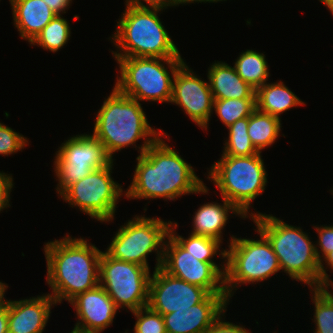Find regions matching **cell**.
Here are the masks:
<instances>
[{"instance_id":"1","label":"cell","mask_w":333,"mask_h":333,"mask_svg":"<svg viewBox=\"0 0 333 333\" xmlns=\"http://www.w3.org/2000/svg\"><path fill=\"white\" fill-rule=\"evenodd\" d=\"M160 136L137 156L133 180L124 192L128 199L175 200L185 194H207L209 189L194 168Z\"/></svg>"},{"instance_id":"2","label":"cell","mask_w":333,"mask_h":333,"mask_svg":"<svg viewBox=\"0 0 333 333\" xmlns=\"http://www.w3.org/2000/svg\"><path fill=\"white\" fill-rule=\"evenodd\" d=\"M46 282L56 303L70 302L99 285L100 251L84 238L68 235L45 243Z\"/></svg>"},{"instance_id":"3","label":"cell","mask_w":333,"mask_h":333,"mask_svg":"<svg viewBox=\"0 0 333 333\" xmlns=\"http://www.w3.org/2000/svg\"><path fill=\"white\" fill-rule=\"evenodd\" d=\"M151 127L141 103L121 93L115 86L104 100L96 114L93 135L105 146L108 154L121 151L125 147H138L136 142H144L138 147L139 155L149 148L160 136L167 134Z\"/></svg>"},{"instance_id":"4","label":"cell","mask_w":333,"mask_h":333,"mask_svg":"<svg viewBox=\"0 0 333 333\" xmlns=\"http://www.w3.org/2000/svg\"><path fill=\"white\" fill-rule=\"evenodd\" d=\"M256 228L270 242L282 271L295 281L319 287L320 261L315 244L301 227L292 226L272 214L250 213Z\"/></svg>"},{"instance_id":"5","label":"cell","mask_w":333,"mask_h":333,"mask_svg":"<svg viewBox=\"0 0 333 333\" xmlns=\"http://www.w3.org/2000/svg\"><path fill=\"white\" fill-rule=\"evenodd\" d=\"M161 11L126 5L110 37L117 47L113 57L182 58L158 17Z\"/></svg>"},{"instance_id":"6","label":"cell","mask_w":333,"mask_h":333,"mask_svg":"<svg viewBox=\"0 0 333 333\" xmlns=\"http://www.w3.org/2000/svg\"><path fill=\"white\" fill-rule=\"evenodd\" d=\"M114 58L119 64L120 69V76L117 77L114 86L121 93L139 102H171L173 78L177 69L184 63V59L150 57ZM165 64H167L166 67ZM168 68L171 70L170 72Z\"/></svg>"},{"instance_id":"7","label":"cell","mask_w":333,"mask_h":333,"mask_svg":"<svg viewBox=\"0 0 333 333\" xmlns=\"http://www.w3.org/2000/svg\"><path fill=\"white\" fill-rule=\"evenodd\" d=\"M261 153L251 156H221L208 172V179L221 197L235 205L247 218L250 205L265 190L267 172Z\"/></svg>"},{"instance_id":"8","label":"cell","mask_w":333,"mask_h":333,"mask_svg":"<svg viewBox=\"0 0 333 333\" xmlns=\"http://www.w3.org/2000/svg\"><path fill=\"white\" fill-rule=\"evenodd\" d=\"M260 239H229L226 249L225 290L227 298L233 296L234 289L242 284L265 281L281 270L278 258L268 239L257 229Z\"/></svg>"},{"instance_id":"9","label":"cell","mask_w":333,"mask_h":333,"mask_svg":"<svg viewBox=\"0 0 333 333\" xmlns=\"http://www.w3.org/2000/svg\"><path fill=\"white\" fill-rule=\"evenodd\" d=\"M172 221L160 218L135 216L122 225L105 252L112 258L135 263L150 269L148 257L152 252L156 255L154 269L161 266L164 244Z\"/></svg>"},{"instance_id":"10","label":"cell","mask_w":333,"mask_h":333,"mask_svg":"<svg viewBox=\"0 0 333 333\" xmlns=\"http://www.w3.org/2000/svg\"><path fill=\"white\" fill-rule=\"evenodd\" d=\"M150 278L144 266L114 259L105 251L100 256L99 284L118 309L133 312L147 306Z\"/></svg>"},{"instance_id":"11","label":"cell","mask_w":333,"mask_h":333,"mask_svg":"<svg viewBox=\"0 0 333 333\" xmlns=\"http://www.w3.org/2000/svg\"><path fill=\"white\" fill-rule=\"evenodd\" d=\"M58 149L54 158V172L59 195L69 185L114 162L105 146L93 134L70 137Z\"/></svg>"},{"instance_id":"12","label":"cell","mask_w":333,"mask_h":333,"mask_svg":"<svg viewBox=\"0 0 333 333\" xmlns=\"http://www.w3.org/2000/svg\"><path fill=\"white\" fill-rule=\"evenodd\" d=\"M113 165L94 170L84 179L69 185L60 194L61 198L101 223L114 220L123 188L111 177Z\"/></svg>"},{"instance_id":"13","label":"cell","mask_w":333,"mask_h":333,"mask_svg":"<svg viewBox=\"0 0 333 333\" xmlns=\"http://www.w3.org/2000/svg\"><path fill=\"white\" fill-rule=\"evenodd\" d=\"M221 266H218L217 263L196 259L170 235L167 236L160 267L168 274L200 286L210 294H227L225 290L226 264Z\"/></svg>"},{"instance_id":"14","label":"cell","mask_w":333,"mask_h":333,"mask_svg":"<svg viewBox=\"0 0 333 333\" xmlns=\"http://www.w3.org/2000/svg\"><path fill=\"white\" fill-rule=\"evenodd\" d=\"M209 294L206 289L172 276L159 267L150 278L147 306L163 316L189 309Z\"/></svg>"},{"instance_id":"15","label":"cell","mask_w":333,"mask_h":333,"mask_svg":"<svg viewBox=\"0 0 333 333\" xmlns=\"http://www.w3.org/2000/svg\"><path fill=\"white\" fill-rule=\"evenodd\" d=\"M198 77L184 62L174 75L170 103L181 107L198 127L206 130L213 113L214 98L209 81Z\"/></svg>"},{"instance_id":"16","label":"cell","mask_w":333,"mask_h":333,"mask_svg":"<svg viewBox=\"0 0 333 333\" xmlns=\"http://www.w3.org/2000/svg\"><path fill=\"white\" fill-rule=\"evenodd\" d=\"M69 303L78 319L73 329L83 333H102L112 325L119 310L100 284L78 294Z\"/></svg>"},{"instance_id":"17","label":"cell","mask_w":333,"mask_h":333,"mask_svg":"<svg viewBox=\"0 0 333 333\" xmlns=\"http://www.w3.org/2000/svg\"><path fill=\"white\" fill-rule=\"evenodd\" d=\"M227 294H209L189 309L163 315L166 333H206L229 305Z\"/></svg>"},{"instance_id":"18","label":"cell","mask_w":333,"mask_h":333,"mask_svg":"<svg viewBox=\"0 0 333 333\" xmlns=\"http://www.w3.org/2000/svg\"><path fill=\"white\" fill-rule=\"evenodd\" d=\"M56 301L48 293L19 301L8 300V333H43Z\"/></svg>"},{"instance_id":"19","label":"cell","mask_w":333,"mask_h":333,"mask_svg":"<svg viewBox=\"0 0 333 333\" xmlns=\"http://www.w3.org/2000/svg\"><path fill=\"white\" fill-rule=\"evenodd\" d=\"M14 26L30 44L57 15L43 0H11Z\"/></svg>"},{"instance_id":"20","label":"cell","mask_w":333,"mask_h":333,"mask_svg":"<svg viewBox=\"0 0 333 333\" xmlns=\"http://www.w3.org/2000/svg\"><path fill=\"white\" fill-rule=\"evenodd\" d=\"M207 74L214 99L256 98V90L242 80L234 66L218 61L208 68Z\"/></svg>"},{"instance_id":"21","label":"cell","mask_w":333,"mask_h":333,"mask_svg":"<svg viewBox=\"0 0 333 333\" xmlns=\"http://www.w3.org/2000/svg\"><path fill=\"white\" fill-rule=\"evenodd\" d=\"M222 200V205L217 202H208L195 211L192 222L193 229L189 234L208 236L222 242V230L225 229L229 219L228 212H232L240 218H247L235 205L223 197Z\"/></svg>"},{"instance_id":"22","label":"cell","mask_w":333,"mask_h":333,"mask_svg":"<svg viewBox=\"0 0 333 333\" xmlns=\"http://www.w3.org/2000/svg\"><path fill=\"white\" fill-rule=\"evenodd\" d=\"M305 105L281 80L266 82L256 90V108L264 113L280 118V114L296 106Z\"/></svg>"},{"instance_id":"23","label":"cell","mask_w":333,"mask_h":333,"mask_svg":"<svg viewBox=\"0 0 333 333\" xmlns=\"http://www.w3.org/2000/svg\"><path fill=\"white\" fill-rule=\"evenodd\" d=\"M281 118L259 111L257 108L248 117V135L258 152L276 142L281 131Z\"/></svg>"},{"instance_id":"24","label":"cell","mask_w":333,"mask_h":333,"mask_svg":"<svg viewBox=\"0 0 333 333\" xmlns=\"http://www.w3.org/2000/svg\"><path fill=\"white\" fill-rule=\"evenodd\" d=\"M178 227L177 222H171L169 235L187 252L194 255L196 259L215 263L213 256L221 255L226 260V249L220 250L221 243L219 240L208 236L190 234L187 238L177 235L175 229ZM219 252V253H218Z\"/></svg>"},{"instance_id":"25","label":"cell","mask_w":333,"mask_h":333,"mask_svg":"<svg viewBox=\"0 0 333 333\" xmlns=\"http://www.w3.org/2000/svg\"><path fill=\"white\" fill-rule=\"evenodd\" d=\"M265 57L263 53L247 49L234 62L237 74L255 90L263 86L270 77Z\"/></svg>"},{"instance_id":"26","label":"cell","mask_w":333,"mask_h":333,"mask_svg":"<svg viewBox=\"0 0 333 333\" xmlns=\"http://www.w3.org/2000/svg\"><path fill=\"white\" fill-rule=\"evenodd\" d=\"M68 22L62 15H56L30 45H39L54 53L59 51L70 40L71 29Z\"/></svg>"},{"instance_id":"27","label":"cell","mask_w":333,"mask_h":333,"mask_svg":"<svg viewBox=\"0 0 333 333\" xmlns=\"http://www.w3.org/2000/svg\"><path fill=\"white\" fill-rule=\"evenodd\" d=\"M248 117L228 126V139L224 142L222 156H251L258 154L248 135Z\"/></svg>"},{"instance_id":"28","label":"cell","mask_w":333,"mask_h":333,"mask_svg":"<svg viewBox=\"0 0 333 333\" xmlns=\"http://www.w3.org/2000/svg\"><path fill=\"white\" fill-rule=\"evenodd\" d=\"M256 109V98L214 99L213 111L226 127L237 120L249 117Z\"/></svg>"},{"instance_id":"29","label":"cell","mask_w":333,"mask_h":333,"mask_svg":"<svg viewBox=\"0 0 333 333\" xmlns=\"http://www.w3.org/2000/svg\"><path fill=\"white\" fill-rule=\"evenodd\" d=\"M313 293L314 333H333V299L321 288H310Z\"/></svg>"},{"instance_id":"30","label":"cell","mask_w":333,"mask_h":333,"mask_svg":"<svg viewBox=\"0 0 333 333\" xmlns=\"http://www.w3.org/2000/svg\"><path fill=\"white\" fill-rule=\"evenodd\" d=\"M137 319L134 333H166L163 317L148 306L132 312Z\"/></svg>"},{"instance_id":"31","label":"cell","mask_w":333,"mask_h":333,"mask_svg":"<svg viewBox=\"0 0 333 333\" xmlns=\"http://www.w3.org/2000/svg\"><path fill=\"white\" fill-rule=\"evenodd\" d=\"M28 142L22 134L0 122V155L8 156L22 151L29 145Z\"/></svg>"},{"instance_id":"32","label":"cell","mask_w":333,"mask_h":333,"mask_svg":"<svg viewBox=\"0 0 333 333\" xmlns=\"http://www.w3.org/2000/svg\"><path fill=\"white\" fill-rule=\"evenodd\" d=\"M318 234L317 246H315L316 255L318 260H321L331 251H333V225H322L319 227L313 226ZM320 248V250H319ZM322 253V255L320 254Z\"/></svg>"},{"instance_id":"33","label":"cell","mask_w":333,"mask_h":333,"mask_svg":"<svg viewBox=\"0 0 333 333\" xmlns=\"http://www.w3.org/2000/svg\"><path fill=\"white\" fill-rule=\"evenodd\" d=\"M226 311H224L209 327L206 333H251L246 330L245 326L233 324L232 322H226L225 318L223 320V316H225ZM225 321V322H224Z\"/></svg>"},{"instance_id":"34","label":"cell","mask_w":333,"mask_h":333,"mask_svg":"<svg viewBox=\"0 0 333 333\" xmlns=\"http://www.w3.org/2000/svg\"><path fill=\"white\" fill-rule=\"evenodd\" d=\"M13 178L11 174L0 172V212L10 205V193L13 189Z\"/></svg>"},{"instance_id":"35","label":"cell","mask_w":333,"mask_h":333,"mask_svg":"<svg viewBox=\"0 0 333 333\" xmlns=\"http://www.w3.org/2000/svg\"><path fill=\"white\" fill-rule=\"evenodd\" d=\"M125 5L137 6L144 8L166 9L172 6H179L184 4L183 0H126ZM148 5H145V3Z\"/></svg>"},{"instance_id":"36","label":"cell","mask_w":333,"mask_h":333,"mask_svg":"<svg viewBox=\"0 0 333 333\" xmlns=\"http://www.w3.org/2000/svg\"><path fill=\"white\" fill-rule=\"evenodd\" d=\"M323 261H325V263H327L326 265L330 266V268L332 269L331 271H333V251L329 252L320 262L319 287H323L324 285L333 283L329 275L326 273L327 267H324L325 263H323Z\"/></svg>"},{"instance_id":"37","label":"cell","mask_w":333,"mask_h":333,"mask_svg":"<svg viewBox=\"0 0 333 333\" xmlns=\"http://www.w3.org/2000/svg\"><path fill=\"white\" fill-rule=\"evenodd\" d=\"M49 8L54 11L57 15H61V13H66V9L70 6L72 0H43Z\"/></svg>"},{"instance_id":"38","label":"cell","mask_w":333,"mask_h":333,"mask_svg":"<svg viewBox=\"0 0 333 333\" xmlns=\"http://www.w3.org/2000/svg\"><path fill=\"white\" fill-rule=\"evenodd\" d=\"M0 333H8V300L0 306Z\"/></svg>"},{"instance_id":"39","label":"cell","mask_w":333,"mask_h":333,"mask_svg":"<svg viewBox=\"0 0 333 333\" xmlns=\"http://www.w3.org/2000/svg\"><path fill=\"white\" fill-rule=\"evenodd\" d=\"M8 287H9L8 285H6L5 283H2L0 281V306H2L6 302V300L4 298V294Z\"/></svg>"},{"instance_id":"40","label":"cell","mask_w":333,"mask_h":333,"mask_svg":"<svg viewBox=\"0 0 333 333\" xmlns=\"http://www.w3.org/2000/svg\"><path fill=\"white\" fill-rule=\"evenodd\" d=\"M219 1H226V0H183V3L186 5V4H190V3H196V2H200V3H202V2H204V3H206V2H208V3H217V2H219Z\"/></svg>"},{"instance_id":"41","label":"cell","mask_w":333,"mask_h":333,"mask_svg":"<svg viewBox=\"0 0 333 333\" xmlns=\"http://www.w3.org/2000/svg\"><path fill=\"white\" fill-rule=\"evenodd\" d=\"M321 1L327 9L333 14V0H319Z\"/></svg>"},{"instance_id":"42","label":"cell","mask_w":333,"mask_h":333,"mask_svg":"<svg viewBox=\"0 0 333 333\" xmlns=\"http://www.w3.org/2000/svg\"><path fill=\"white\" fill-rule=\"evenodd\" d=\"M332 299H333V292L332 290H330L329 292V288H332L333 289V283H330V284H327V285H324L323 287H321Z\"/></svg>"},{"instance_id":"43","label":"cell","mask_w":333,"mask_h":333,"mask_svg":"<svg viewBox=\"0 0 333 333\" xmlns=\"http://www.w3.org/2000/svg\"><path fill=\"white\" fill-rule=\"evenodd\" d=\"M70 333H83V332H79V331L73 329Z\"/></svg>"}]
</instances>
